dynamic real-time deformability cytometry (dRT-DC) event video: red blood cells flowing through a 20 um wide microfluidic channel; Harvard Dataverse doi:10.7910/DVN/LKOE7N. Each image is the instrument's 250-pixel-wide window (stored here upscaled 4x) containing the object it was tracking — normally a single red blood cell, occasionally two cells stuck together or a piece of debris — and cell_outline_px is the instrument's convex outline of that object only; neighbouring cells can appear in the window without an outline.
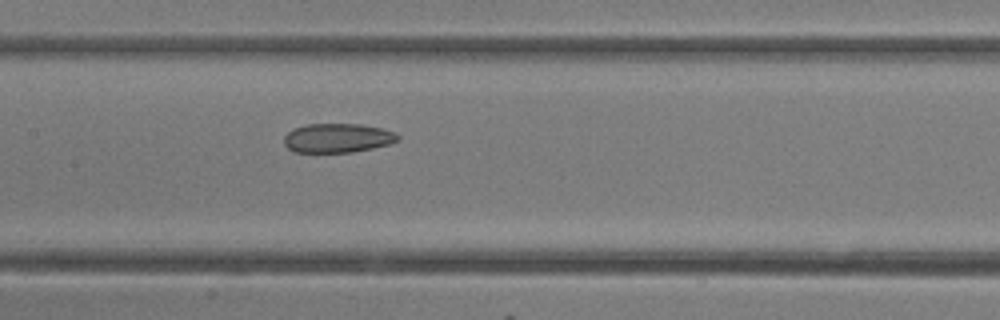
{"species": "common noctule bat (a hibernating species)", "species_latin": "Nyctalus noctula", "temperature_condition": "room temperature", "stored_images_in_passage": 18, "camera_frame_rate_fps": 3000, "um_per_image_px": 0.085, "animal": {"sex": "female"}, "frame": {"image": 1, "passage_image": 16, "time_ms": 5.0, "image_size_px": [1000, 320], "cell_outline_px": [[400, 140], [392, 144], [352, 152], [292, 152], [284, 144], [284, 136], [288, 132], [296, 128], [308, 124], [360, 124], [384, 128], [396, 132], [400, 136]], "centroid_in_image_um": [28.75, 11.73], "position_along_channel_um": 178.6, "area_um2": 19.54}}
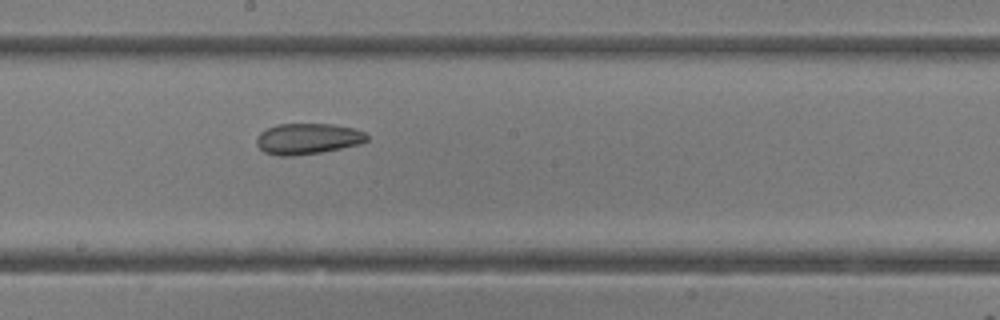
{"frame": {"image": 2, "passage_image": 18, "time_ms": 5.667, "image_size_px": [1000, 320], "cell_outline_px": [[368, 140], [360, 144], [320, 152], [292, 156], [280, 156], [264, 152], [256, 144], [256, 136], [260, 132], [276, 124], [332, 124], [356, 128], [364, 132], [368, 136]], "centroid_in_image_um": [26.15, 11.79], "position_along_channel_um": 222.1, "area_um2": 19.94}}